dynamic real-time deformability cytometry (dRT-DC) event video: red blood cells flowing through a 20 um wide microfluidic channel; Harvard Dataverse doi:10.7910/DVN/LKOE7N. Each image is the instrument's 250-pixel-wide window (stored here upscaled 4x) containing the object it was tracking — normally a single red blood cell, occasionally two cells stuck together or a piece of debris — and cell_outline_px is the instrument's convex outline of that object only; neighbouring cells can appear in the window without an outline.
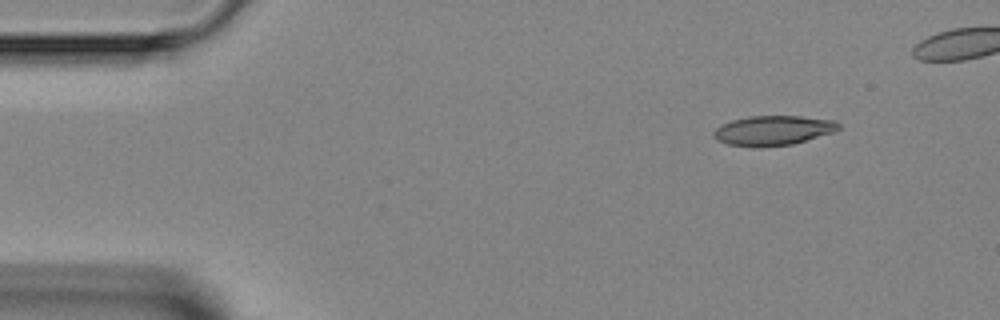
{"species": "Egyptian fruit bat (a non-hibernating species)", "species_latin": "Rousettus aegyptiacus", "temperature_condition": "room temperature", "stored_images_in_passage": 14, "camera_frame_rate_fps": 3000, "um_per_image_px": 0.085, "animal": {"sex": "female"}, "frame": {"image": 1, "passage_image": 1, "time_ms": 0.0, "image_size_px": [1000, 320], "cell_outline_px": [[840, 128], [836, 132], [792, 144], [756, 148], [728, 144], [712, 136], [712, 132], [716, 128], [732, 120], [748, 116], [800, 116], [836, 120], [840, 124]], "centroid_in_image_um": [65.75, 11.09], "position_along_channel_um": 19.2, "area_um2": 21.79}}
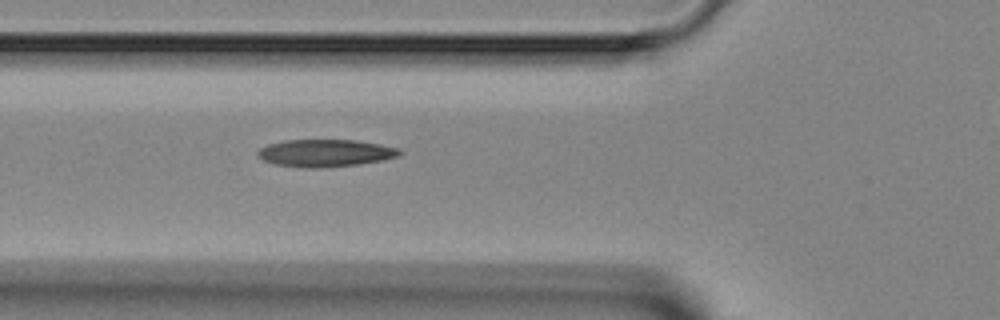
{"frame": {"image": 2, "passage_image": 12, "time_ms": 3.667, "image_size_px": [1000, 320], "cell_outline_px": [[404, 152], [400, 156], [384, 160], [356, 164], [320, 168], [308, 168], [276, 164], [264, 160], [256, 152], [260, 148], [268, 144], [284, 140], [356, 140], [380, 144], [400, 148]], "centroid_in_image_um": [27.71, 13.0], "position_along_channel_um": 98.1, "area_um2": 22.6}}